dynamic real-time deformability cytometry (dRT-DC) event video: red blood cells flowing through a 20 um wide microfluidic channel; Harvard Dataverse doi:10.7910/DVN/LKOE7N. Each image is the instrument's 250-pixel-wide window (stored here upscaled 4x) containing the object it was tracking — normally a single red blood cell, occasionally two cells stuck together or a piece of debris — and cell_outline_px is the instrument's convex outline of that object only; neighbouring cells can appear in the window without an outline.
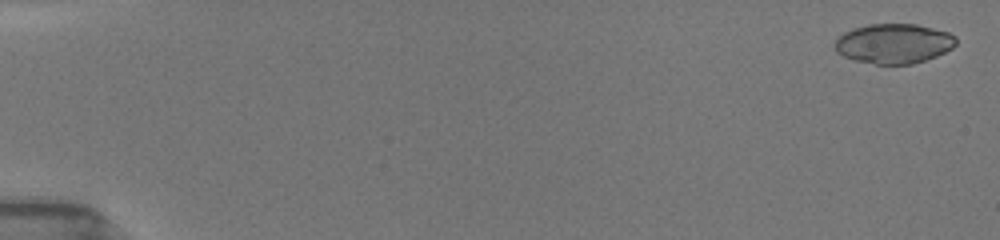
{"species": "common noctule bat (a hibernating species)", "species_latin": "Nyctalus noctula", "temperature_condition": "room temperature", "stored_images_in_passage": 10, "camera_frame_rate_fps": 3000, "um_per_image_px": 0.085, "animal": {"sex": "female", "body_mass_g": 19.5, "forearm_length_mm": 54.1}, "frame": {"image": 1, "passage_image": 1, "time_ms": 0.0, "image_size_px": [1000, 240], "cell_outline_px": [[956, 44], [952, 48], [936, 56], [912, 64], [876, 64], [856, 60], [844, 56], [836, 52], [832, 44], [836, 36], [852, 28], [868, 24], [916, 24], [948, 32], [956, 36]], "centroid_in_image_um": [75.92, 3.69], "position_along_channel_um": 9.1, "area_um2": 28.26}}
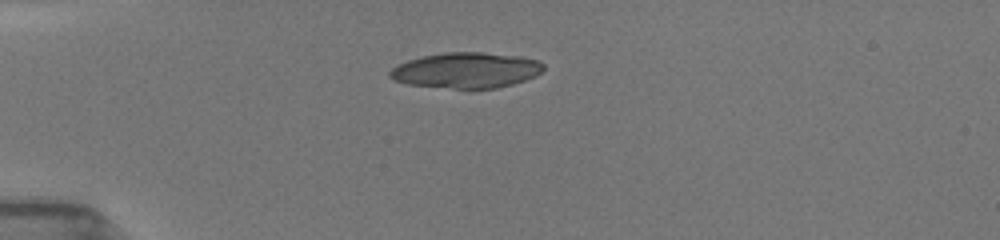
{"frame": {"image": 2, "passage_image": 6, "time_ms": 4.333, "image_size_px": [1000, 240], "cell_outline_px": [[544, 68], [536, 76], [512, 84], [496, 88], [452, 88], [408, 84], [392, 80], [388, 76], [388, 72], [396, 64], [408, 60], [424, 56], [444, 52], [484, 52], [520, 56], [536, 60], [544, 64]], "centroid_in_image_um": [39.6, 5.96], "position_along_channel_um": 45.4, "area_um2": 31.85}}